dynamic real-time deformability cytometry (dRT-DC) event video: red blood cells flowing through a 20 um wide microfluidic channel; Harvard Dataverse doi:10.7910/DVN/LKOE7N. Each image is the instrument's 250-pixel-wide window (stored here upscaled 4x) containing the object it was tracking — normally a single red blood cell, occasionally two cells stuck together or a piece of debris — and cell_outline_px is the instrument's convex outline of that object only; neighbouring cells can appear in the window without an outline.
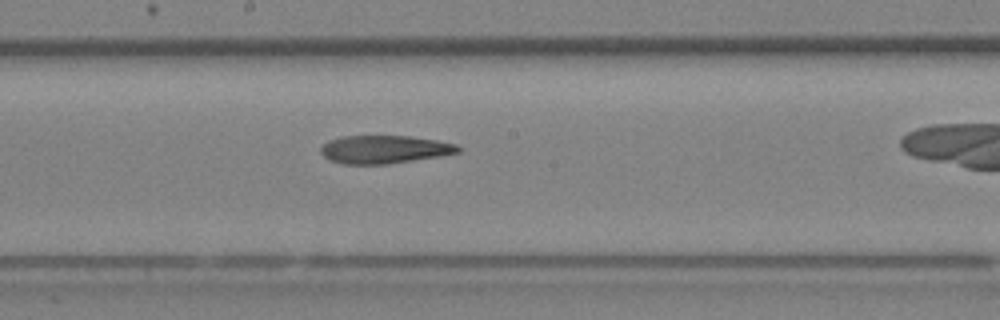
{"species": "Egyptian fruit bat (a non-hibernating species)", "species_latin": "Rousettus aegyptiacus", "temperature_condition": "room temperature", "stored_images_in_passage": 19, "camera_frame_rate_fps": 3000, "um_per_image_px": 0.085, "animal": {"sex": "female"}, "frame": {"image": 1, "passage_image": 14, "time_ms": 4.333, "image_size_px": [1000, 320], "cell_outline_px": [[460, 152], [388, 164], [344, 164], [328, 160], [320, 152], [320, 148], [328, 140], [340, 136], [408, 136], [436, 140], [456, 144], [460, 148]], "centroid_in_image_um": [32.61, 12.69], "position_along_channel_um": 215.6, "area_um2": 22.31}}